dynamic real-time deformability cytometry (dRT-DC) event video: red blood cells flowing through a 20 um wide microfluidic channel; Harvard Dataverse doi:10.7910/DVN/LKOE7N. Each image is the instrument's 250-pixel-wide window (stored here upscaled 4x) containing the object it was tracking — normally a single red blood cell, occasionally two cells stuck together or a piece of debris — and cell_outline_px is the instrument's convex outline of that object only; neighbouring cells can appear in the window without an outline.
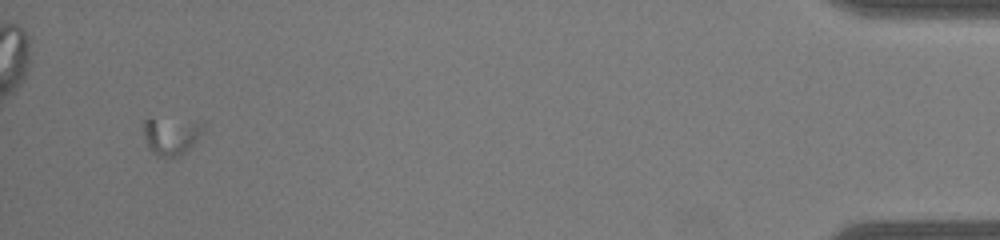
{"species": "common noctule bat (a hibernating species)", "species_latin": "Nyctalus noctula", "temperature_condition": "warm", "stored_images_in_passage": 36, "segment_of_instrument_passage": [2, 2], "camera_frame_rate_fps": 3000, "um_per_image_px": 0.085, "animal": {"sex": "male", "body_mass_g": 19.0, "forearm_length_mm": 50.8}, "frame": {"image": 1, "passage_image": 36, "time_ms": 11.667, "image_size_px": [1000, 240], "cell_outline_px": [[204, 128], [192, 148], [180, 156], [164, 156], [156, 152], [148, 144], [144, 136], [144, 120], [204, 120]], "centroid_in_image_um": [14.66, 11.52], "position_along_channel_um": 420.5, "area_um2": 12.66}}